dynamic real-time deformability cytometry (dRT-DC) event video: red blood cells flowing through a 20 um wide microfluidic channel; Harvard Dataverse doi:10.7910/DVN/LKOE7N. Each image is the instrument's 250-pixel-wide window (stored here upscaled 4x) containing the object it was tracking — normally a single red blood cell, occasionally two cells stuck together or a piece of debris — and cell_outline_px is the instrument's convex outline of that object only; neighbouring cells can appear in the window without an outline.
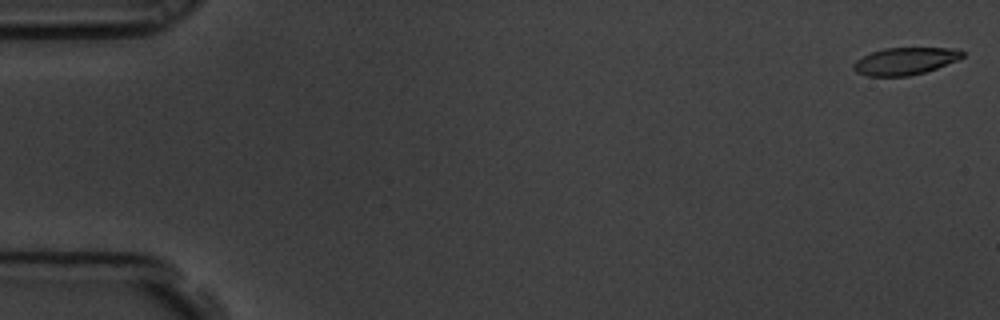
{"species": "common noctule bat (a hibernating species)", "species_latin": "Nyctalus noctula", "temperature_condition": "room temperature", "stored_images_in_passage": 3, "camera_frame_rate_fps": 3000, "um_per_image_px": 0.085, "animal": {"sex": "male", "body_mass_g": 19.5, "forearm_length_mm": 54.6}, "frame": {"image": 1, "passage_image": 1, "time_ms": 0.0, "image_size_px": [1000, 320], "cell_outline_px": [[964, 56], [956, 60], [936, 68], [924, 72], [908, 76], [868, 76], [856, 72], [852, 68], [852, 64], [856, 60], [872, 52], [884, 48], [952, 48], [964, 52]], "centroid_in_image_um": [76.89, 5.19], "position_along_channel_um": 8.1, "area_um2": 17.11}}